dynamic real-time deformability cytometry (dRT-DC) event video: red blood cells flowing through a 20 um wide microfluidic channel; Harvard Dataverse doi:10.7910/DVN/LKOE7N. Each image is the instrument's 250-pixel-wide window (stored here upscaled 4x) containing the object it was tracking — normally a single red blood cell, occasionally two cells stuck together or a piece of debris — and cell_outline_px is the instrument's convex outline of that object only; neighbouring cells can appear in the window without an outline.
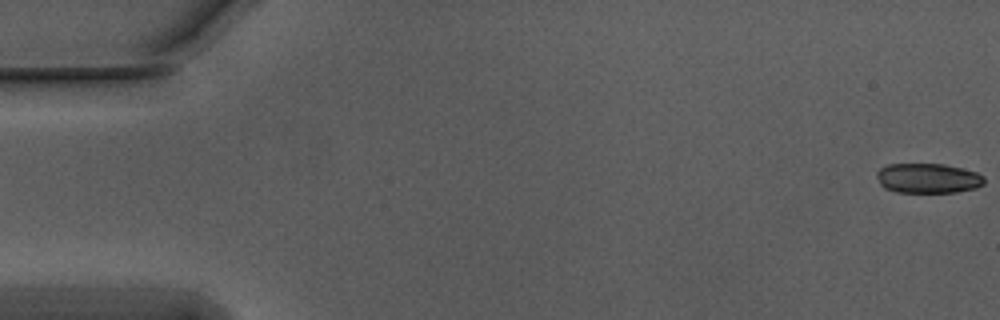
{"species": "Egyptian fruit bat (a non-hibernating species)", "species_latin": "Rousettus aegyptiacus", "temperature_condition": "warm", "stored_images_in_passage": 13, "camera_frame_rate_fps": 3000, "um_per_image_px": 0.085, "animal": {"sex": "male"}, "frame": {"image": 1, "passage_image": 1, "time_ms": 0.0, "image_size_px": [1000, 320], "cell_outline_px": [[984, 184], [976, 188], [956, 192], [896, 192], [884, 188], [880, 184], [876, 176], [876, 172], [880, 168], [888, 164], [944, 164], [976, 172], [984, 176]], "centroid_in_image_um": [78.86, 15.15], "position_along_channel_um": 6.1, "area_um2": 18.73}}